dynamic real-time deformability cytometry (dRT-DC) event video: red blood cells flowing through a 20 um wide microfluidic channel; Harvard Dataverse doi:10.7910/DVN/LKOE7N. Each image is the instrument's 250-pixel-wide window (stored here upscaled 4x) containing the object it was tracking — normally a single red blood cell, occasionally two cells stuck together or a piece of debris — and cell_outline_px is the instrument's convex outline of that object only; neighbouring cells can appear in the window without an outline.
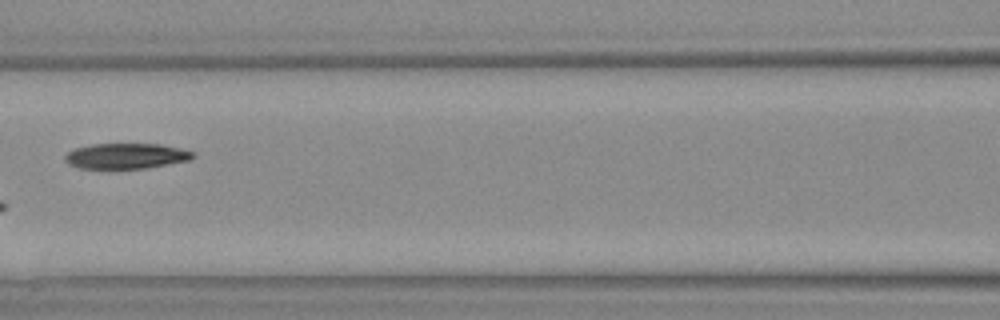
{"species": "Egyptian fruit bat (a non-hibernating species)", "species_latin": "Rousettus aegyptiacus", "temperature_condition": "warm", "stored_images_in_passage": 4, "camera_frame_rate_fps": 3000, "um_per_image_px": 0.085, "animal": {"sex": "female"}, "frame": {"image": 1, "passage_image": 3, "time_ms": 2.333, "image_size_px": [1000, 320], "cell_outline_px": [[196, 156], [192, 160], [148, 168], [80, 168], [68, 164], [64, 160], [64, 156], [68, 152], [76, 148], [92, 144], [160, 144], [180, 148], [192, 152]], "centroid_in_image_um": [10.75, 13.26], "position_along_channel_um": 155.9, "area_um2": 19.02}}